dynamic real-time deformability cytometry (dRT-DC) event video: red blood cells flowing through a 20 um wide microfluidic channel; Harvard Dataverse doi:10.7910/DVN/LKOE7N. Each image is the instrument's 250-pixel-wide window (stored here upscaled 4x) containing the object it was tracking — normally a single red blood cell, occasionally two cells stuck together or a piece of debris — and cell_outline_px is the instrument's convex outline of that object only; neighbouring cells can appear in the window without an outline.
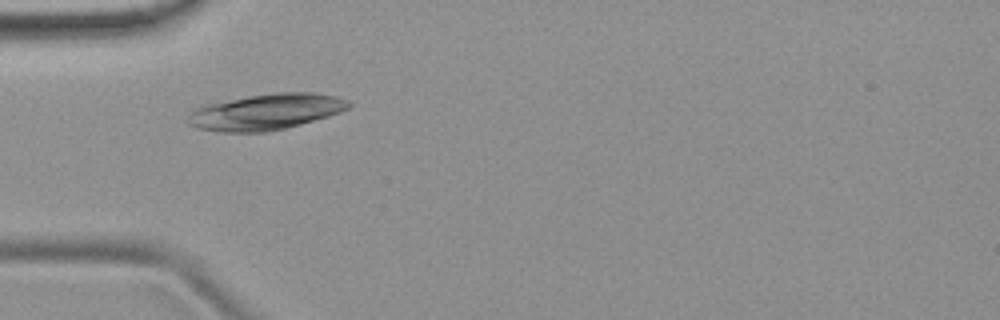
{"species": "common noctule bat (a hibernating species)", "species_latin": "Nyctalus noctula", "temperature_condition": "room temperature", "stored_images_in_passage": 50, "camera_frame_rate_fps": 3000, "um_per_image_px": 0.085, "animal": {"sex": "female", "body_mass_g": 19.9}, "frame": {"image": 1, "passage_image": 14, "time_ms": 4.333, "image_size_px": [1000, 320], "cell_outline_px": [[352, 104], [348, 108], [340, 112], [328, 116], [300, 124], [268, 132], [220, 132], [196, 128], [188, 124], [188, 112], [204, 104], [248, 96], [276, 92], [312, 92], [336, 96], [348, 100]], "centroid_in_image_um": [22.57, 9.5], "position_along_channel_um": 62.4, "area_um2": 33.81}}
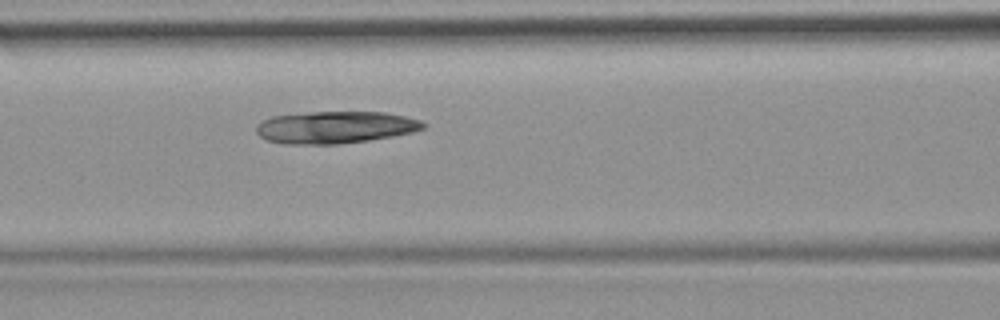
{"frame": {"image": 2, "passage_image": 20, "time_ms": 6.333, "image_size_px": [1000, 320], "cell_outline_px": [[428, 124], [424, 128], [412, 132], [392, 136], [368, 140], [340, 144], [284, 144], [264, 140], [256, 132], [256, 124], [272, 116], [312, 112], [384, 112], [404, 116], [420, 120]], "centroid_in_image_um": [28.47, 10.82], "position_along_channel_um": 138.1, "area_um2": 31.33}}
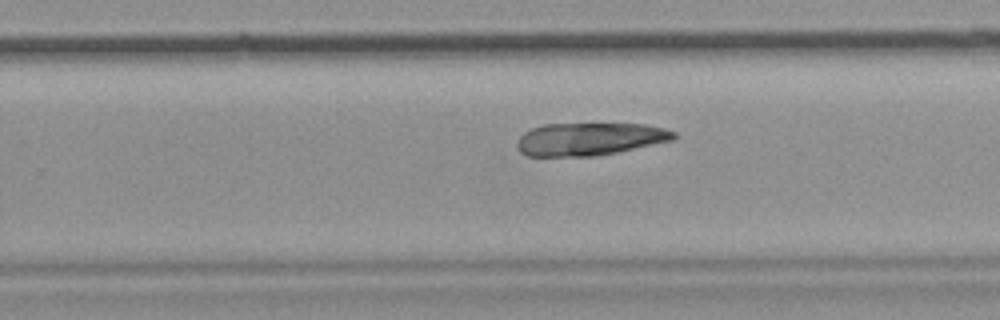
{"frame": {"image": 3, "passage_image": 31, "time_ms": 10.0, "image_size_px": [1000, 320], "cell_outline_px": [[676, 136], [672, 140], [616, 152], [592, 156], [528, 156], [520, 152], [516, 148], [516, 140], [524, 132], [532, 128], [544, 124], [644, 124], [664, 128], [676, 132]], "centroid_in_image_um": [50.06, 11.81], "position_along_channel_um": 279.7, "area_um2": 29.77}}